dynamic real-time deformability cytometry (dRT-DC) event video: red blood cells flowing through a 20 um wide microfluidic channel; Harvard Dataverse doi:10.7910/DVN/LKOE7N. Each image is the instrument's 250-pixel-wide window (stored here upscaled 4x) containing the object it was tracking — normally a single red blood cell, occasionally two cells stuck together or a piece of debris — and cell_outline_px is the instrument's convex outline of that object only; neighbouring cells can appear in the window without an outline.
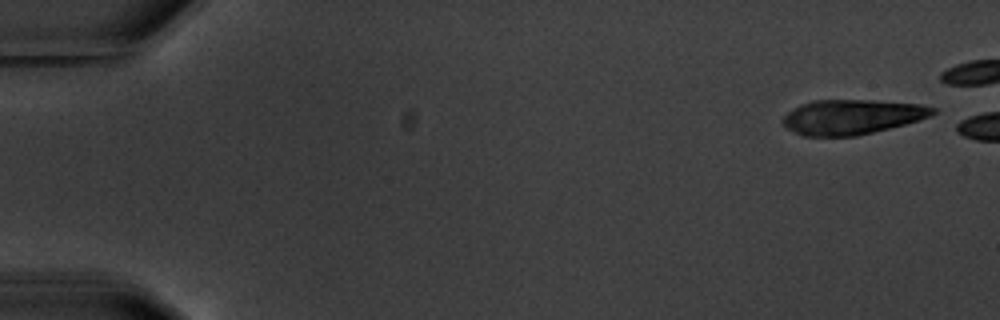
{"species": "common noctule bat (a hibernating species)", "species_latin": "Nyctalus noctula", "temperature_condition": "warm", "stored_images_in_passage": 6, "segment_of_instrument_passage": [2, 2], "camera_frame_rate_fps": 3000, "um_per_image_px": 0.085, "animal": {"sex": "male", "body_mass_g": 20.1, "forearm_length_mm": 53.5}, "frame": {"image": 1, "passage_image": 6, "time_ms": 6.0, "image_size_px": [1000, 320], "cell_outline_px": [[936, 112], [928, 116], [904, 124], [856, 136], [804, 136], [780, 124], [780, 120], [792, 108], [800, 104], [812, 100], [872, 100], [920, 104], [936, 108]], "centroid_in_image_um": [72.34, 9.93], "position_along_channel_um": 12.7, "area_um2": 30.29}}